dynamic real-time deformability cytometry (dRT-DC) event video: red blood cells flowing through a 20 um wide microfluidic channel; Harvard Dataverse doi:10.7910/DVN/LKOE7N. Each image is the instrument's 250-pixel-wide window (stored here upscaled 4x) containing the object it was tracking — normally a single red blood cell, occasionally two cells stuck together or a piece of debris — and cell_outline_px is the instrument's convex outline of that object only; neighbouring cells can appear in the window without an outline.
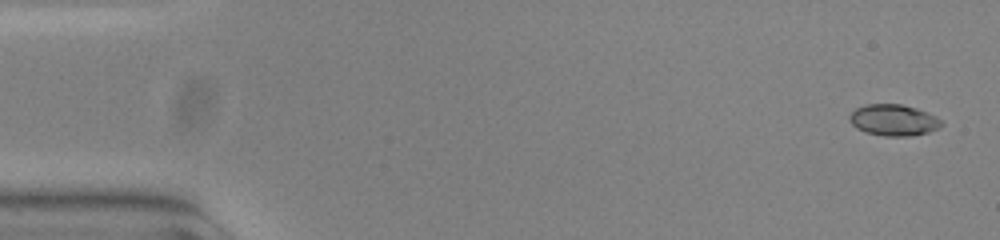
{"species": "common noctule bat (a hibernating species)", "species_latin": "Nyctalus noctula", "temperature_condition": "warm", "stored_images_in_passage": 54, "camera_frame_rate_fps": 3000, "um_per_image_px": 0.085, "animal": {"sex": "female", "body_mass_g": 23.0, "forearm_length_mm": 53.4}, "frame": {"image": 1, "passage_image": 2, "time_ms": 0.333, "image_size_px": [1000, 240], "cell_outline_px": [[944, 124], [940, 128], [928, 132], [908, 136], [884, 136], [864, 132], [856, 128], [852, 124], [848, 116], [856, 108], [868, 104], [900, 104], [916, 108], [936, 116]], "centroid_in_image_um": [75.95, 10.21], "position_along_channel_um": 9.0, "area_um2": 16.76}}
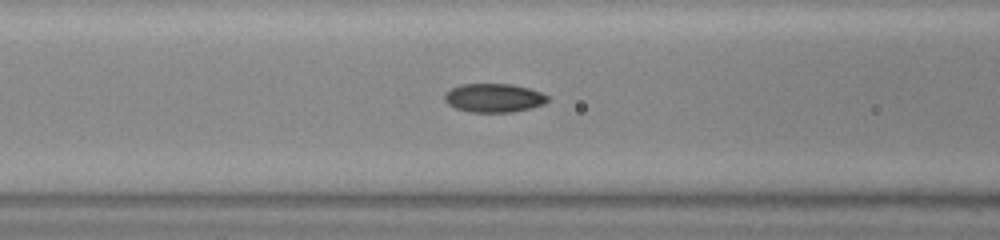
{"frame": {"image": 2, "passage_image": 22, "time_ms": 7.0, "image_size_px": [1000, 240], "cell_outline_px": [[548, 100], [544, 104], [512, 112], [468, 112], [456, 108], [448, 104], [444, 100], [444, 96], [452, 88], [460, 84], [512, 84], [528, 88], [540, 92], [548, 96]], "centroid_in_image_um": [41.96, 8.32], "position_along_channel_um": 124.6, "area_um2": 17.11}}
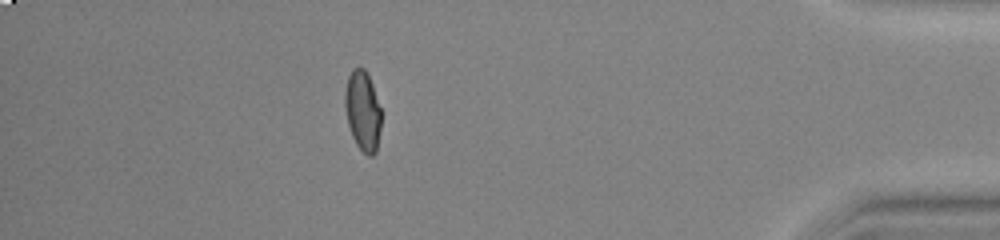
{"frame": {"image": 3, "passage_image": 48, "time_ms": 15.667, "image_size_px": [1000, 240], "cell_outline_px": [[380, 128], [376, 152], [372, 156], [368, 156], [356, 144], [352, 136], [348, 124], [344, 104], [344, 92], [348, 76], [352, 68], [364, 68], [368, 72], [380, 108]], "centroid_in_image_um": [30.81, 9.4], "position_along_channel_um": 404.4, "area_um2": 16.88}, "authors_computed_cell_mechanics": {"area_um2": 16.9354, "velocity_mm_per_s": 3.7938, "shape_relaxation_time_tau1_ms": 8.6415, "shape_relaxation_time_tau2_ms": 1.2831, "deformation_change_tau1": 0.249, "deformation_change_tau2": 0.0406}}